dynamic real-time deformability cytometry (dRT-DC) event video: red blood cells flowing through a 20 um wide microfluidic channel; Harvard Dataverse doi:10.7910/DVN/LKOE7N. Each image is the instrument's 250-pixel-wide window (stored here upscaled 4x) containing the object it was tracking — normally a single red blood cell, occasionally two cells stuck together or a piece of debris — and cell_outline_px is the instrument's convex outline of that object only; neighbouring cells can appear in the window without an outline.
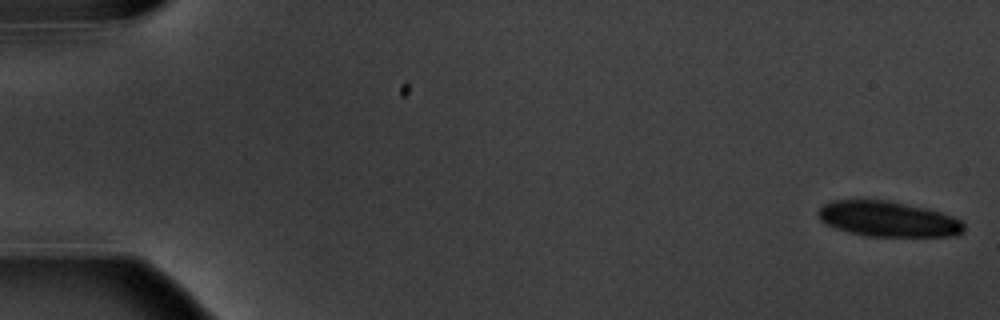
{"species": "common noctule bat (a hibernating species)", "species_latin": "Nyctalus noctula", "temperature_condition": "warm", "stored_images_in_passage": 7, "camera_frame_rate_fps": 3000, "um_per_image_px": 0.085, "animal": {"sex": "male", "body_mass_g": 20.1, "forearm_length_mm": 53.5}, "frame": {"image": 1, "passage_image": 1, "time_ms": 0.0, "image_size_px": [1000, 320], "cell_outline_px": [[964, 232], [956, 236], [868, 236], [848, 232], [836, 228], [820, 220], [820, 208], [824, 204], [832, 200], [856, 196], [888, 200], [924, 208], [940, 212], [952, 216], [960, 220], [964, 224]], "centroid_in_image_um": [75.45, 18.57], "position_along_channel_um": 9.5, "area_um2": 30.58}}
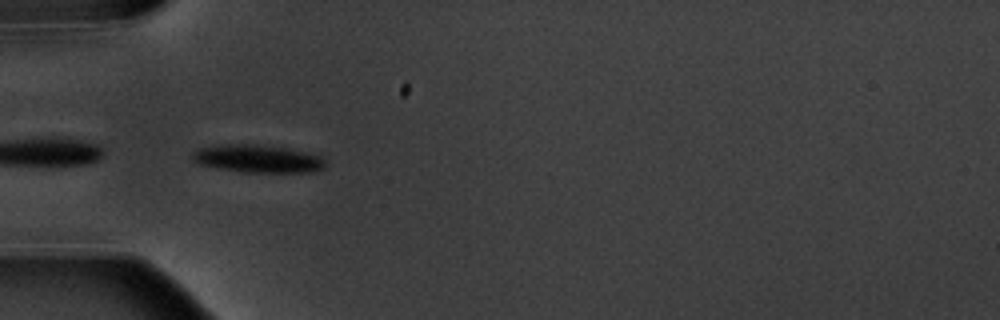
{"frame": {"image": 2, "passage_image": 6, "time_ms": 6.0, "image_size_px": [1000, 320], "cell_outline_px": [[324, 168], [316, 172], [240, 172], [216, 168], [200, 164], [192, 160], [192, 152], [196, 148], [220, 144], [260, 144], [284, 148], [304, 152], [320, 156], [324, 160]], "centroid_in_image_um": [21.84, 13.49], "position_along_channel_um": 63.2, "area_um2": 21.68}}